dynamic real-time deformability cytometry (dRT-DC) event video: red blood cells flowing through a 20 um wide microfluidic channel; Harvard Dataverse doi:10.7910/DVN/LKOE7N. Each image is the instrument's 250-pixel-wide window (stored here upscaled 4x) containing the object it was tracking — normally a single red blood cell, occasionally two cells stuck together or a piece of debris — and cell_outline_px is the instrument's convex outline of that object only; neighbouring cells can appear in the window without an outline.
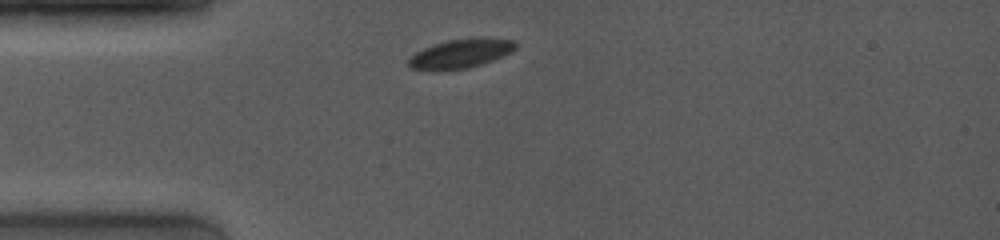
{"species": "common noctule bat (a hibernating species)", "species_latin": "Nyctalus noctula", "temperature_condition": "room temperature", "stored_images_in_passage": 34, "camera_frame_rate_fps": 4000, "um_per_image_px": 0.085, "animal": {"sex": "female", "body_mass_g": 19.0, "forearm_length_mm": 53.3}, "frame": {"image": 1, "passage_image": 1, "time_ms": 0.0, "image_size_px": [1000, 240], "cell_outline_px": [[520, 44], [512, 52], [504, 56], [468, 68], [408, 68], [408, 56], [432, 44], [448, 40], [480, 36], [488, 36], [516, 40]], "centroid_in_image_um": [39.27, 4.48], "position_along_channel_um": 45.7, "area_um2": 18.21}}
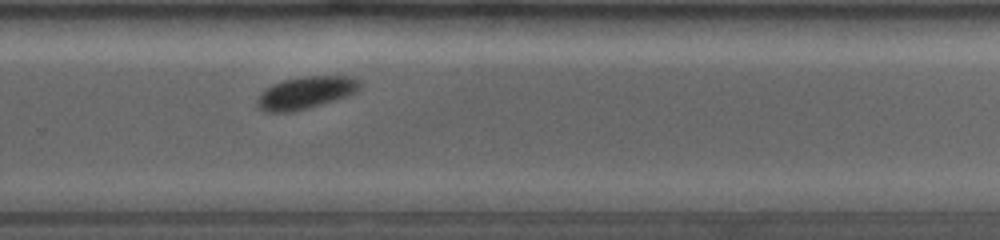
{"frame": {"image": 2, "passage_image": 24, "time_ms": 7.0, "image_size_px": [1000, 240], "cell_outline_px": [[360, 88], [356, 92], [348, 96], [336, 100], [308, 108], [292, 112], [264, 112], [256, 104], [256, 100], [268, 88], [284, 80], [304, 76], [348, 76], [360, 80]], "centroid_in_image_um": [26.03, 7.89], "position_along_channel_um": 303.8, "area_um2": 19.13}}
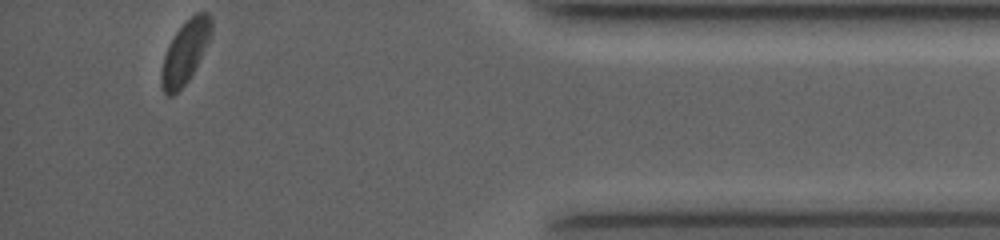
{"frame": {"image": 3, "passage_image": 34, "time_ms": 10.75, "image_size_px": [1000, 240], "cell_outline_px": [[212, 36], [188, 80], [172, 96], [168, 96], [164, 92], [160, 84], [160, 72], [164, 56], [168, 44], [176, 32], [196, 12], [208, 12], [212, 16]], "centroid_in_image_um": [15.74, 4.42], "position_along_channel_um": 419.5, "area_um2": 18.15}, "authors_computed_cell_mechanics": {"area_um2": 19.2763, "velocity_mm_per_s": 3.9251, "shape_relaxation_time_tau1_ms": 3.2653, "shape_relaxation_time_tau2_ms": null, "deformation_change_tau1": 0.0837, "deformation_change_tau2": null}}